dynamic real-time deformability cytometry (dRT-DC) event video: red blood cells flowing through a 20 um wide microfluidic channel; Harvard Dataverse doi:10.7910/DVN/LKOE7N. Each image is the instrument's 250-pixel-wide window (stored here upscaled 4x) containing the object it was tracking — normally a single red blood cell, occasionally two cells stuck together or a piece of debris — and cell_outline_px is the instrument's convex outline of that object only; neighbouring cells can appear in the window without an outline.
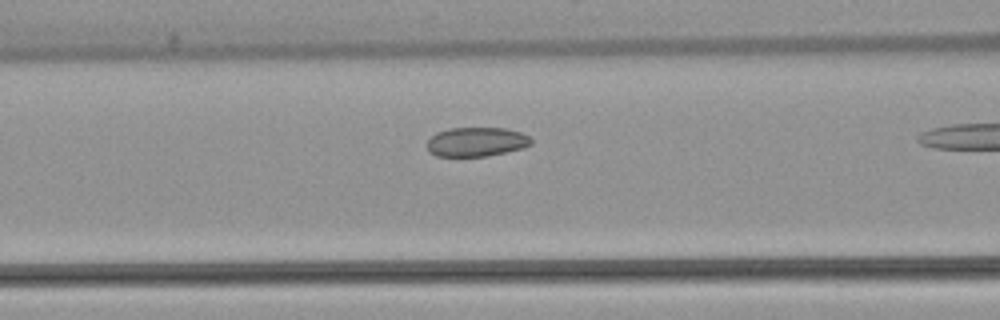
{"species": "common noctule bat (a hibernating species)", "species_latin": "Nyctalus noctula", "temperature_condition": "warm", "stored_images_in_passage": 16, "camera_frame_rate_fps": 3000, "um_per_image_px": 0.085, "animal": {"sex": "female", "body_mass_g": 22.7, "forearm_length_mm": 54.2}, "frame": {"image": 1, "passage_image": 14, "time_ms": 4.333, "image_size_px": [1000, 320], "cell_outline_px": [[532, 144], [524, 148], [488, 156], [436, 156], [428, 152], [428, 140], [436, 132], [448, 128], [508, 128], [520, 132], [528, 136], [532, 140]], "centroid_in_image_um": [40.5, 12.05], "position_along_channel_um": 126.1, "area_um2": 17.86}}